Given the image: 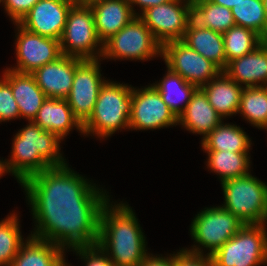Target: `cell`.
<instances>
[{"label": "cell", "instance_id": "cell-1", "mask_svg": "<svg viewBox=\"0 0 267 266\" xmlns=\"http://www.w3.org/2000/svg\"><path fill=\"white\" fill-rule=\"evenodd\" d=\"M21 185L38 223L31 236L62 249L97 245L101 210L108 202L105 194L67 164L45 169Z\"/></svg>", "mask_w": 267, "mask_h": 266}, {"label": "cell", "instance_id": "cell-2", "mask_svg": "<svg viewBox=\"0 0 267 266\" xmlns=\"http://www.w3.org/2000/svg\"><path fill=\"white\" fill-rule=\"evenodd\" d=\"M108 204L101 210L97 245L111 253L109 258L114 266H139L148 254L136 216L128 205L109 208Z\"/></svg>", "mask_w": 267, "mask_h": 266}, {"label": "cell", "instance_id": "cell-3", "mask_svg": "<svg viewBox=\"0 0 267 266\" xmlns=\"http://www.w3.org/2000/svg\"><path fill=\"white\" fill-rule=\"evenodd\" d=\"M61 139L48 130L30 121L29 125L16 134L12 157L7 161L9 172L23 183L29 177L52 166L66 165L59 153Z\"/></svg>", "mask_w": 267, "mask_h": 266}, {"label": "cell", "instance_id": "cell-4", "mask_svg": "<svg viewBox=\"0 0 267 266\" xmlns=\"http://www.w3.org/2000/svg\"><path fill=\"white\" fill-rule=\"evenodd\" d=\"M131 93L132 87L106 81L99 91L92 114L82 124V132L109 137L120 128H129Z\"/></svg>", "mask_w": 267, "mask_h": 266}, {"label": "cell", "instance_id": "cell-5", "mask_svg": "<svg viewBox=\"0 0 267 266\" xmlns=\"http://www.w3.org/2000/svg\"><path fill=\"white\" fill-rule=\"evenodd\" d=\"M225 205L244 224H264L267 220V185L250 173L223 181Z\"/></svg>", "mask_w": 267, "mask_h": 266}, {"label": "cell", "instance_id": "cell-6", "mask_svg": "<svg viewBox=\"0 0 267 266\" xmlns=\"http://www.w3.org/2000/svg\"><path fill=\"white\" fill-rule=\"evenodd\" d=\"M214 266H257L267 263L264 224H245L212 256Z\"/></svg>", "mask_w": 267, "mask_h": 266}, {"label": "cell", "instance_id": "cell-7", "mask_svg": "<svg viewBox=\"0 0 267 266\" xmlns=\"http://www.w3.org/2000/svg\"><path fill=\"white\" fill-rule=\"evenodd\" d=\"M161 52L162 45L142 19L136 16L103 44L102 56L146 60L157 54L161 55Z\"/></svg>", "mask_w": 267, "mask_h": 266}, {"label": "cell", "instance_id": "cell-8", "mask_svg": "<svg viewBox=\"0 0 267 266\" xmlns=\"http://www.w3.org/2000/svg\"><path fill=\"white\" fill-rule=\"evenodd\" d=\"M59 41L62 55L81 59H98L93 51L97 44L102 42L96 32L91 7L78 6L76 4L71 7ZM66 43L68 44L66 45Z\"/></svg>", "mask_w": 267, "mask_h": 266}, {"label": "cell", "instance_id": "cell-9", "mask_svg": "<svg viewBox=\"0 0 267 266\" xmlns=\"http://www.w3.org/2000/svg\"><path fill=\"white\" fill-rule=\"evenodd\" d=\"M161 55L167 68L197 88L216 78L222 71L211 60L206 59L181 40L163 44Z\"/></svg>", "mask_w": 267, "mask_h": 266}, {"label": "cell", "instance_id": "cell-10", "mask_svg": "<svg viewBox=\"0 0 267 266\" xmlns=\"http://www.w3.org/2000/svg\"><path fill=\"white\" fill-rule=\"evenodd\" d=\"M245 224L223 207L207 208L194 218L191 236L195 242L209 248L212 256L226 241L231 239Z\"/></svg>", "mask_w": 267, "mask_h": 266}, {"label": "cell", "instance_id": "cell-11", "mask_svg": "<svg viewBox=\"0 0 267 266\" xmlns=\"http://www.w3.org/2000/svg\"><path fill=\"white\" fill-rule=\"evenodd\" d=\"M180 2L181 0H170L148 8L142 12V16L139 15L161 45L182 40L192 19V1L186 0L184 6Z\"/></svg>", "mask_w": 267, "mask_h": 266}, {"label": "cell", "instance_id": "cell-12", "mask_svg": "<svg viewBox=\"0 0 267 266\" xmlns=\"http://www.w3.org/2000/svg\"><path fill=\"white\" fill-rule=\"evenodd\" d=\"M98 59H84L75 70L66 100L74 116L83 124L92 114L99 91L106 82L101 79Z\"/></svg>", "mask_w": 267, "mask_h": 266}, {"label": "cell", "instance_id": "cell-13", "mask_svg": "<svg viewBox=\"0 0 267 266\" xmlns=\"http://www.w3.org/2000/svg\"><path fill=\"white\" fill-rule=\"evenodd\" d=\"M131 94L129 128L148 130L177 125L178 118L162 100L160 93L153 85L140 91L133 88Z\"/></svg>", "mask_w": 267, "mask_h": 266}, {"label": "cell", "instance_id": "cell-14", "mask_svg": "<svg viewBox=\"0 0 267 266\" xmlns=\"http://www.w3.org/2000/svg\"><path fill=\"white\" fill-rule=\"evenodd\" d=\"M16 24L20 28L16 43L18 60L17 67L12 71L31 74L62 56L59 40L32 33Z\"/></svg>", "mask_w": 267, "mask_h": 266}, {"label": "cell", "instance_id": "cell-15", "mask_svg": "<svg viewBox=\"0 0 267 266\" xmlns=\"http://www.w3.org/2000/svg\"><path fill=\"white\" fill-rule=\"evenodd\" d=\"M74 4L72 0H39L18 24L32 33L60 40Z\"/></svg>", "mask_w": 267, "mask_h": 266}, {"label": "cell", "instance_id": "cell-16", "mask_svg": "<svg viewBox=\"0 0 267 266\" xmlns=\"http://www.w3.org/2000/svg\"><path fill=\"white\" fill-rule=\"evenodd\" d=\"M84 59L62 55L31 73L47 98L66 99L69 95L76 67Z\"/></svg>", "mask_w": 267, "mask_h": 266}, {"label": "cell", "instance_id": "cell-17", "mask_svg": "<svg viewBox=\"0 0 267 266\" xmlns=\"http://www.w3.org/2000/svg\"><path fill=\"white\" fill-rule=\"evenodd\" d=\"M90 7L93 11L98 38L102 42L98 52L102 57L103 44L125 27L137 14L133 11L129 0H105Z\"/></svg>", "mask_w": 267, "mask_h": 266}, {"label": "cell", "instance_id": "cell-18", "mask_svg": "<svg viewBox=\"0 0 267 266\" xmlns=\"http://www.w3.org/2000/svg\"><path fill=\"white\" fill-rule=\"evenodd\" d=\"M3 79L11 86L13 97L18 104L20 117L33 121L47 96L39 88L30 73H19L7 69Z\"/></svg>", "mask_w": 267, "mask_h": 266}, {"label": "cell", "instance_id": "cell-19", "mask_svg": "<svg viewBox=\"0 0 267 266\" xmlns=\"http://www.w3.org/2000/svg\"><path fill=\"white\" fill-rule=\"evenodd\" d=\"M223 72L245 87L261 86L260 81L267 84V40L251 53L230 61Z\"/></svg>", "mask_w": 267, "mask_h": 266}, {"label": "cell", "instance_id": "cell-20", "mask_svg": "<svg viewBox=\"0 0 267 266\" xmlns=\"http://www.w3.org/2000/svg\"><path fill=\"white\" fill-rule=\"evenodd\" d=\"M221 119L222 117L209 103L204 91L197 88L185 111L179 116L178 124L181 123L187 130L206 137L222 122Z\"/></svg>", "mask_w": 267, "mask_h": 266}, {"label": "cell", "instance_id": "cell-21", "mask_svg": "<svg viewBox=\"0 0 267 266\" xmlns=\"http://www.w3.org/2000/svg\"><path fill=\"white\" fill-rule=\"evenodd\" d=\"M33 122L43 130L56 134L60 139L74 126L83 133L82 124L74 116L66 99L46 98Z\"/></svg>", "mask_w": 267, "mask_h": 266}, {"label": "cell", "instance_id": "cell-22", "mask_svg": "<svg viewBox=\"0 0 267 266\" xmlns=\"http://www.w3.org/2000/svg\"><path fill=\"white\" fill-rule=\"evenodd\" d=\"M181 41L206 59L211 60L222 71L226 68L222 33L201 27L191 19Z\"/></svg>", "mask_w": 267, "mask_h": 266}, {"label": "cell", "instance_id": "cell-23", "mask_svg": "<svg viewBox=\"0 0 267 266\" xmlns=\"http://www.w3.org/2000/svg\"><path fill=\"white\" fill-rule=\"evenodd\" d=\"M216 78V80L211 79L201 89L222 118L231 116L238 112L243 87L230 79L223 71Z\"/></svg>", "mask_w": 267, "mask_h": 266}, {"label": "cell", "instance_id": "cell-24", "mask_svg": "<svg viewBox=\"0 0 267 266\" xmlns=\"http://www.w3.org/2000/svg\"><path fill=\"white\" fill-rule=\"evenodd\" d=\"M62 248L31 236L21 245L11 266H66Z\"/></svg>", "mask_w": 267, "mask_h": 266}, {"label": "cell", "instance_id": "cell-25", "mask_svg": "<svg viewBox=\"0 0 267 266\" xmlns=\"http://www.w3.org/2000/svg\"><path fill=\"white\" fill-rule=\"evenodd\" d=\"M153 86L177 118L185 111L191 96L197 89L195 85L188 83L169 68L166 77ZM182 101L185 103L184 106L179 105Z\"/></svg>", "mask_w": 267, "mask_h": 266}, {"label": "cell", "instance_id": "cell-26", "mask_svg": "<svg viewBox=\"0 0 267 266\" xmlns=\"http://www.w3.org/2000/svg\"><path fill=\"white\" fill-rule=\"evenodd\" d=\"M250 145V139L240 127L222 122L202 140L205 151L247 152Z\"/></svg>", "mask_w": 267, "mask_h": 266}, {"label": "cell", "instance_id": "cell-27", "mask_svg": "<svg viewBox=\"0 0 267 266\" xmlns=\"http://www.w3.org/2000/svg\"><path fill=\"white\" fill-rule=\"evenodd\" d=\"M191 18L197 25L222 34L236 25L231 9L209 0L192 1Z\"/></svg>", "mask_w": 267, "mask_h": 266}, {"label": "cell", "instance_id": "cell-28", "mask_svg": "<svg viewBox=\"0 0 267 266\" xmlns=\"http://www.w3.org/2000/svg\"><path fill=\"white\" fill-rule=\"evenodd\" d=\"M209 168L218 173L221 182L249 174L248 152L207 151Z\"/></svg>", "mask_w": 267, "mask_h": 266}, {"label": "cell", "instance_id": "cell-29", "mask_svg": "<svg viewBox=\"0 0 267 266\" xmlns=\"http://www.w3.org/2000/svg\"><path fill=\"white\" fill-rule=\"evenodd\" d=\"M265 40L255 31L242 26H233L223 33V42L227 64L237 58L251 53Z\"/></svg>", "mask_w": 267, "mask_h": 266}, {"label": "cell", "instance_id": "cell-30", "mask_svg": "<svg viewBox=\"0 0 267 266\" xmlns=\"http://www.w3.org/2000/svg\"><path fill=\"white\" fill-rule=\"evenodd\" d=\"M239 112L251 124L267 129V85L243 87Z\"/></svg>", "mask_w": 267, "mask_h": 266}, {"label": "cell", "instance_id": "cell-31", "mask_svg": "<svg viewBox=\"0 0 267 266\" xmlns=\"http://www.w3.org/2000/svg\"><path fill=\"white\" fill-rule=\"evenodd\" d=\"M235 24L251 29L267 40V18L262 0H242L231 8Z\"/></svg>", "mask_w": 267, "mask_h": 266}, {"label": "cell", "instance_id": "cell-32", "mask_svg": "<svg viewBox=\"0 0 267 266\" xmlns=\"http://www.w3.org/2000/svg\"><path fill=\"white\" fill-rule=\"evenodd\" d=\"M15 214L0 222V266H11L23 240Z\"/></svg>", "mask_w": 267, "mask_h": 266}, {"label": "cell", "instance_id": "cell-33", "mask_svg": "<svg viewBox=\"0 0 267 266\" xmlns=\"http://www.w3.org/2000/svg\"><path fill=\"white\" fill-rule=\"evenodd\" d=\"M20 117V110L11 86L3 79L0 80V121Z\"/></svg>", "mask_w": 267, "mask_h": 266}, {"label": "cell", "instance_id": "cell-34", "mask_svg": "<svg viewBox=\"0 0 267 266\" xmlns=\"http://www.w3.org/2000/svg\"><path fill=\"white\" fill-rule=\"evenodd\" d=\"M175 266H214L212 257L203 256L199 247L191 250H180L175 254Z\"/></svg>", "mask_w": 267, "mask_h": 266}, {"label": "cell", "instance_id": "cell-35", "mask_svg": "<svg viewBox=\"0 0 267 266\" xmlns=\"http://www.w3.org/2000/svg\"><path fill=\"white\" fill-rule=\"evenodd\" d=\"M74 250L85 259V262L87 261L86 266H114L107 254L98 245L79 247Z\"/></svg>", "mask_w": 267, "mask_h": 266}, {"label": "cell", "instance_id": "cell-36", "mask_svg": "<svg viewBox=\"0 0 267 266\" xmlns=\"http://www.w3.org/2000/svg\"><path fill=\"white\" fill-rule=\"evenodd\" d=\"M39 0H3L6 11L15 23L27 14Z\"/></svg>", "mask_w": 267, "mask_h": 266}, {"label": "cell", "instance_id": "cell-37", "mask_svg": "<svg viewBox=\"0 0 267 266\" xmlns=\"http://www.w3.org/2000/svg\"><path fill=\"white\" fill-rule=\"evenodd\" d=\"M139 266H175V254L173 257L147 256Z\"/></svg>", "mask_w": 267, "mask_h": 266}, {"label": "cell", "instance_id": "cell-38", "mask_svg": "<svg viewBox=\"0 0 267 266\" xmlns=\"http://www.w3.org/2000/svg\"><path fill=\"white\" fill-rule=\"evenodd\" d=\"M169 1L170 0H129L131 6L133 5V3L140 5L143 12L148 8L165 4Z\"/></svg>", "mask_w": 267, "mask_h": 266}, {"label": "cell", "instance_id": "cell-39", "mask_svg": "<svg viewBox=\"0 0 267 266\" xmlns=\"http://www.w3.org/2000/svg\"><path fill=\"white\" fill-rule=\"evenodd\" d=\"M214 4L227 7L229 9L237 6L242 0H209Z\"/></svg>", "mask_w": 267, "mask_h": 266}, {"label": "cell", "instance_id": "cell-40", "mask_svg": "<svg viewBox=\"0 0 267 266\" xmlns=\"http://www.w3.org/2000/svg\"><path fill=\"white\" fill-rule=\"evenodd\" d=\"M100 1H105V0H76L75 4L78 6H92L93 4L100 2Z\"/></svg>", "mask_w": 267, "mask_h": 266}, {"label": "cell", "instance_id": "cell-41", "mask_svg": "<svg viewBox=\"0 0 267 266\" xmlns=\"http://www.w3.org/2000/svg\"><path fill=\"white\" fill-rule=\"evenodd\" d=\"M5 171L9 172V169L7 167V162L0 161V175L2 176L3 173H5Z\"/></svg>", "mask_w": 267, "mask_h": 266}, {"label": "cell", "instance_id": "cell-42", "mask_svg": "<svg viewBox=\"0 0 267 266\" xmlns=\"http://www.w3.org/2000/svg\"><path fill=\"white\" fill-rule=\"evenodd\" d=\"M263 1V5L265 8V14H266V18H267V0H262Z\"/></svg>", "mask_w": 267, "mask_h": 266}]
</instances>
